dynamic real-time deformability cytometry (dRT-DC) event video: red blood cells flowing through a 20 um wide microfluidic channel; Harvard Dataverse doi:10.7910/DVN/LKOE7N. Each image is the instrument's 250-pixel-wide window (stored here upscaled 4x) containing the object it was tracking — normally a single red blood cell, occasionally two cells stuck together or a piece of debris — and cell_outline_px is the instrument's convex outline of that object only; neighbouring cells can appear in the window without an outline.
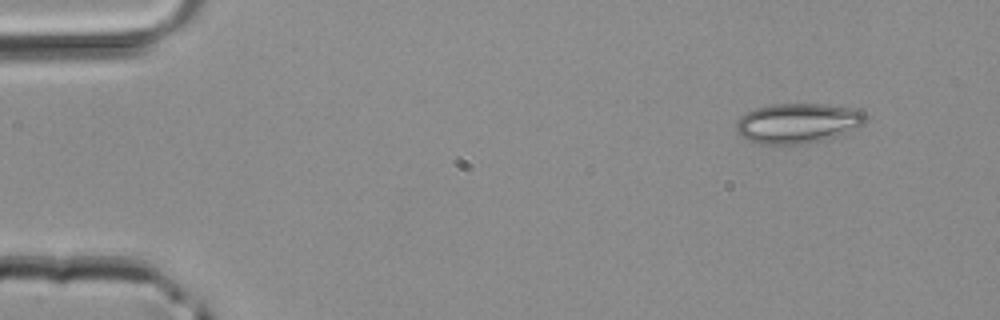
{"species": "common noctule bat (a hibernating species)", "species_latin": "Nyctalus noctula", "temperature_condition": "room temperature", "stored_images_in_passage": 4, "segment_of_instrument_passage": [1, 2], "camera_frame_rate_fps": 3000, "um_per_image_px": 0.085, "animal": {"sex": "male", "body_mass_g": 20.4}, "frame": {"image": 1, "passage_image": 1, "time_ms": 0.0, "image_size_px": [1000, 320], "cell_outline_px": [[868, 116], [864, 124], [836, 136], [824, 140], [804, 144], [760, 144], [748, 140], [736, 132], [736, 124], [740, 116], [756, 108], [768, 104], [824, 104], [852, 108], [864, 112]], "centroid_in_image_um": [67.8, 10.47], "position_along_channel_um": 17.2, "area_um2": 30.17}}
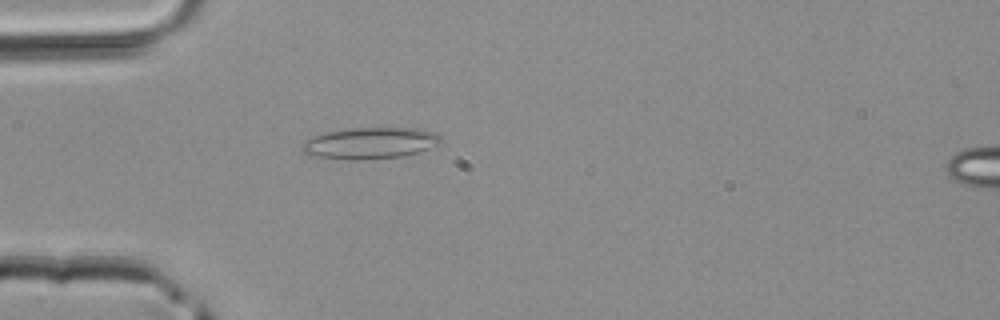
{"frame": {"image": 2, "passage_image": 3, "time_ms": 0.667, "image_size_px": [1000, 320], "cell_outline_px": [[440, 140], [436, 144], [428, 148], [404, 156], [360, 160], [320, 156], [304, 152], [300, 148], [304, 140], [312, 136], [328, 132], [352, 128], [420, 128], [432, 132], [440, 136]], "centroid_in_image_um": [31.45, 12.15], "position_along_channel_um": 53.6, "area_um2": 24.85}}